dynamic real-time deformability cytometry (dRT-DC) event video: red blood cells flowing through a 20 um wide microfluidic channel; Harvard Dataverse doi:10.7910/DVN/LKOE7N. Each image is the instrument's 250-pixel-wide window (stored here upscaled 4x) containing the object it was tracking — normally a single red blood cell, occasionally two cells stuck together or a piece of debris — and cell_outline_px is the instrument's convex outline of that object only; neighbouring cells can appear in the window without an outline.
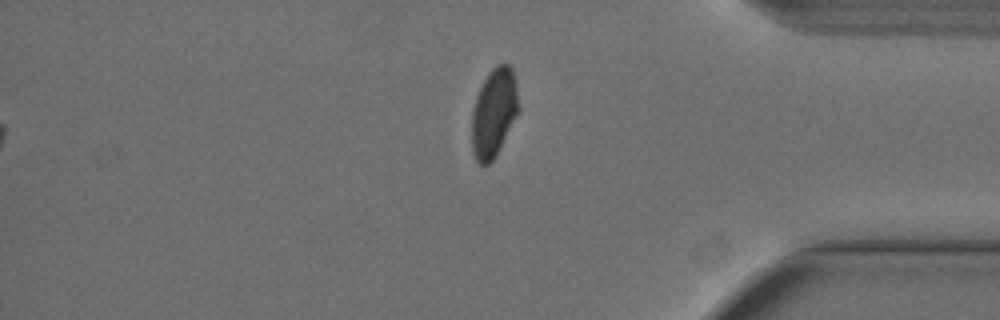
{"species": "Egyptian fruit bat (a non-hibernating species)", "species_latin": "Rousettus aegyptiacus", "temperature_condition": "cold", "stored_images_in_passage": 48, "camera_frame_rate_fps": 3000, "um_per_image_px": 0.085, "animal": {"sex": "female"}, "frame": {"image": 1, "passage_image": 48, "time_ms": 15.667, "image_size_px": [1000, 320], "cell_outline_px": [[520, 112], [492, 160], [488, 164], [480, 164], [476, 160], [472, 152], [472, 108], [476, 96], [488, 72], [496, 64], [508, 64], [512, 68], [516, 84], [520, 108]], "centroid_in_image_um": [41.99, 9.55], "position_along_channel_um": 393.2, "area_um2": 24.28}}